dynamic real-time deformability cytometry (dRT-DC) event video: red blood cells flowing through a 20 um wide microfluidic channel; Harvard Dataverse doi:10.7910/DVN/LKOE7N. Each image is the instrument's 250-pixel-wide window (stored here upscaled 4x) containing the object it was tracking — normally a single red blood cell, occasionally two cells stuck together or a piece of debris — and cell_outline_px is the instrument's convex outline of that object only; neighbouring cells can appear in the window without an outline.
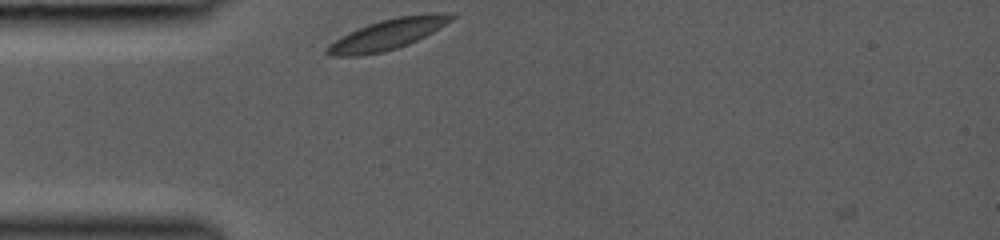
{"species": "common noctule bat (a hibernating species)", "species_latin": "Nyctalus noctula", "temperature_condition": "room temperature", "stored_images_in_passage": 2, "camera_frame_rate_fps": 3000, "um_per_image_px": 0.085, "animal": {"sex": "female", "body_mass_g": 19.0, "forearm_length_mm": 53.3}, "frame": {"image": 1, "passage_image": 1, "time_ms": 0.0, "image_size_px": [1000, 240], "cell_outline_px": [[456, 16], [452, 20], [432, 32], [408, 44], [384, 52], [360, 56], [328, 56], [324, 52], [324, 48], [336, 40], [368, 24], [380, 20], [400, 16], [452, 12]], "centroid_in_image_um": [32.93, 2.94], "position_along_channel_um": 52.1, "area_um2": 21.68}}